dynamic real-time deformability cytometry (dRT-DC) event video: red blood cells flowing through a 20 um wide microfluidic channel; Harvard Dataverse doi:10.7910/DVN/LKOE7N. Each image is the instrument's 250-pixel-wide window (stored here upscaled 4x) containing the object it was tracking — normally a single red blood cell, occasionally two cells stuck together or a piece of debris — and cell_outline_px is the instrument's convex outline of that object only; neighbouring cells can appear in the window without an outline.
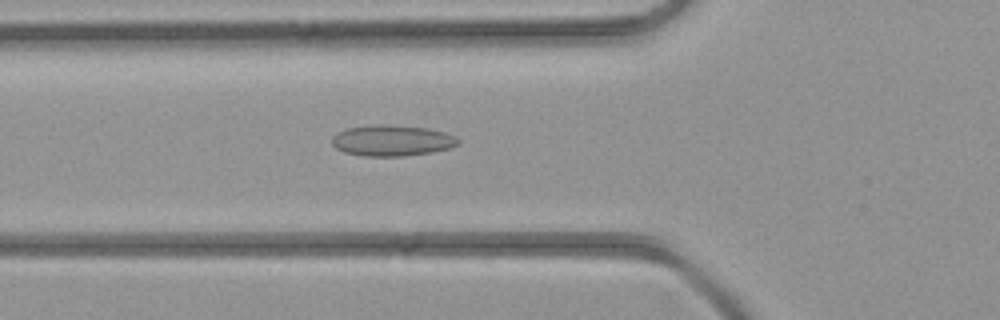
{"species": "common noctule bat (a hibernating species)", "species_latin": "Nyctalus noctula", "temperature_condition": "room temperature", "stored_images_in_passage": 5, "camera_frame_rate_fps": 3000, "um_per_image_px": 0.085, "animal": {"sex": "female", "body_mass_g": 21.9}, "frame": {"image": 1, "passage_image": 5, "time_ms": 4.667, "image_size_px": [1000, 320], "cell_outline_px": [[460, 144], [452, 148], [432, 152], [400, 156], [364, 156], [344, 152], [336, 148], [332, 144], [332, 136], [336, 132], [348, 128], [380, 124], [388, 124], [428, 128], [444, 132], [456, 136], [460, 140]], "centroid_in_image_um": [33.35, 11.94], "position_along_channel_um": 92.5, "area_um2": 22.95}}